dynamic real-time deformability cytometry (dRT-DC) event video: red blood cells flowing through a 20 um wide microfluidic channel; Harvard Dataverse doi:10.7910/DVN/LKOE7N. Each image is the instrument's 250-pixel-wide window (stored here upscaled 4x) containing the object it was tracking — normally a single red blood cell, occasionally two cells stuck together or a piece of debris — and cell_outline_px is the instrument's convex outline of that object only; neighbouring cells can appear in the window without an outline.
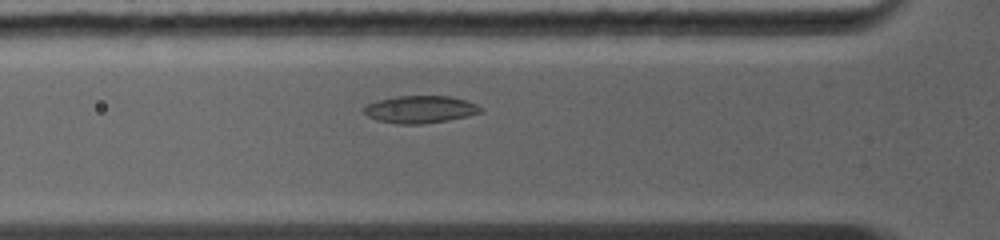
{"species": "common noctule bat (a hibernating species)", "species_latin": "Nyctalus noctula", "temperature_condition": "warm", "stored_images_in_passage": 24, "camera_frame_rate_fps": 5000, "um_per_image_px": 0.085, "animal": {"sex": "female", "body_mass_g": 19.0, "forearm_length_mm": 56.7}, "frame": {"image": 1, "passage_image": 2, "time_ms": 0.4, "image_size_px": [1000, 240], "cell_outline_px": [[484, 112], [468, 116], [448, 120], [420, 124], [396, 124], [376, 120], [360, 112], [360, 108], [368, 104], [380, 100], [396, 96], [448, 96], [468, 100], [476, 104]], "centroid_in_image_um": [35.68, 9.3], "position_along_channel_um": 90.1, "area_um2": 18.79}}
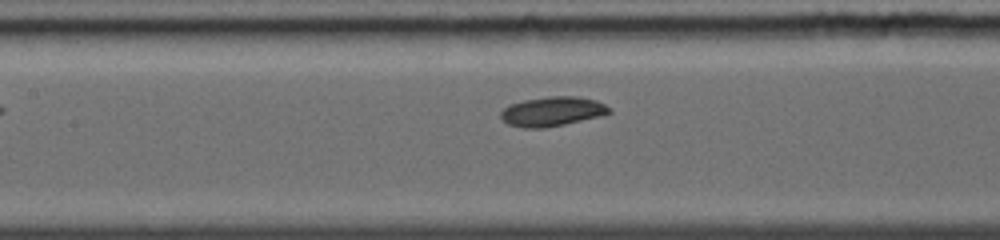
{"frame": {"image": 2, "passage_image": 7, "time_ms": 2.0, "image_size_px": [1000, 240], "cell_outline_px": [[612, 112], [600, 116], [564, 124], [544, 128], [524, 128], [508, 124], [500, 116], [500, 112], [504, 108], [512, 104], [524, 100], [548, 96], [576, 96], [596, 100], [604, 104]], "centroid_in_image_um": [46.93, 9.47], "position_along_channel_um": 160.5, "area_um2": 18.44}}
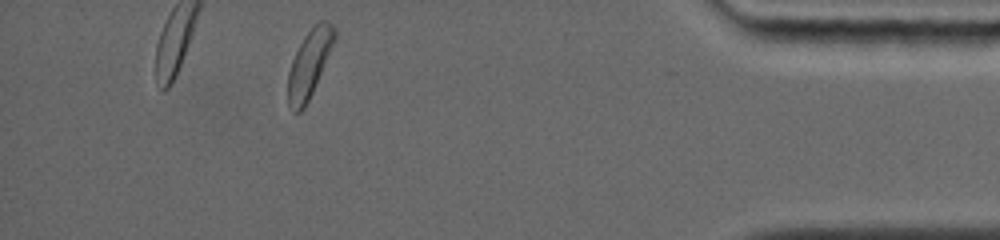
{"frame": {"image": 3, "passage_image": 24, "time_ms": 8.8, "image_size_px": [1000, 240], "cell_outline_px": [[336, 40], [312, 92], [304, 108], [300, 112], [292, 112], [288, 104], [288, 72], [292, 60], [304, 36], [320, 20], [324, 20], [332, 24], [336, 32]], "centroid_in_image_um": [26.3, 5.42], "position_along_channel_um": 408.9, "area_um2": 18.03}}